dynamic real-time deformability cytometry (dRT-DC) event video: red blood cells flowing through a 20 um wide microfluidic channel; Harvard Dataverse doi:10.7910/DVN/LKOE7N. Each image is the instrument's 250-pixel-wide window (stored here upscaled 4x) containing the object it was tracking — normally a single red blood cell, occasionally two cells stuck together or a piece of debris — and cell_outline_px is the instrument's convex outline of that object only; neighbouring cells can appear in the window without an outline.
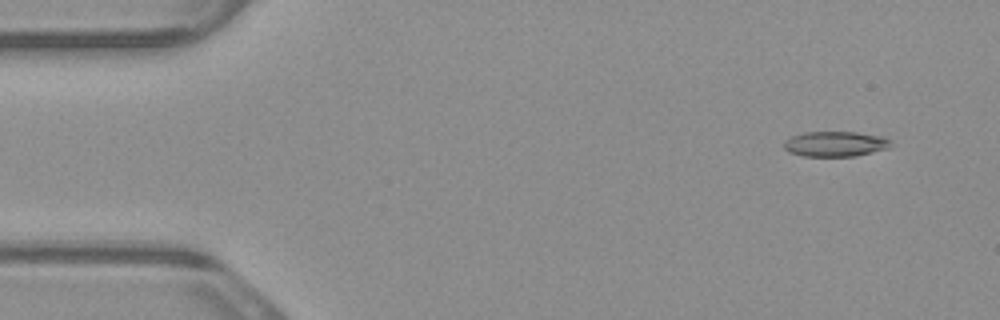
{"species": "common noctule bat (a hibernating species)", "species_latin": "Nyctalus noctula", "temperature_condition": "warm", "stored_images_in_passage": 5, "segment_of_instrument_passage": [2, 2], "camera_frame_rate_fps": 3000, "um_per_image_px": 0.085, "animal": {"sex": "male", "body_mass_g": 23.1, "forearm_length_mm": 52.7}, "frame": {"image": 1, "passage_image": 5, "time_ms": 1.333, "image_size_px": [1000, 320], "cell_outline_px": [[892, 140], [888, 148], [856, 156], [804, 156], [788, 152], [784, 148], [784, 140], [792, 136], [804, 132], [856, 132], [884, 136]], "centroid_in_image_um": [71.0, 12.23], "position_along_channel_um": 14.0, "area_um2": 15.78}}